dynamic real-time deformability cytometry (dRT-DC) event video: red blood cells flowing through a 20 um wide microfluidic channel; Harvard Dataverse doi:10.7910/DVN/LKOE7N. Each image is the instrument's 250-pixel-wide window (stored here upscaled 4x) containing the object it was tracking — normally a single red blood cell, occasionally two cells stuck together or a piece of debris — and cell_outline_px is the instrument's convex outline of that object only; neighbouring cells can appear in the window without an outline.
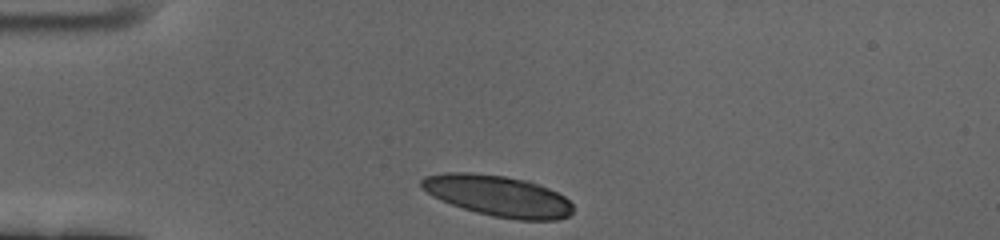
{"species": "human", "species_latin": "Homo sapiens", "temperature_condition": "cold", "stored_images_in_passage": 35, "camera_frame_rate_fps": 3000, "um_per_image_px": 0.085, "donor": {"sex": "female"}, "frame": {"image": 1, "passage_image": 1, "time_ms": 0.0, "image_size_px": [1000, 240], "cell_outline_px": [[572, 212], [568, 216], [556, 220], [516, 220], [492, 216], [476, 212], [440, 200], [432, 196], [420, 184], [420, 180], [424, 176], [444, 172], [472, 172], [504, 176], [528, 180], [548, 188], [564, 196], [572, 204]], "centroid_in_image_um": [42.32, 16.64], "position_along_channel_um": 42.7, "area_um2": 36.18}}
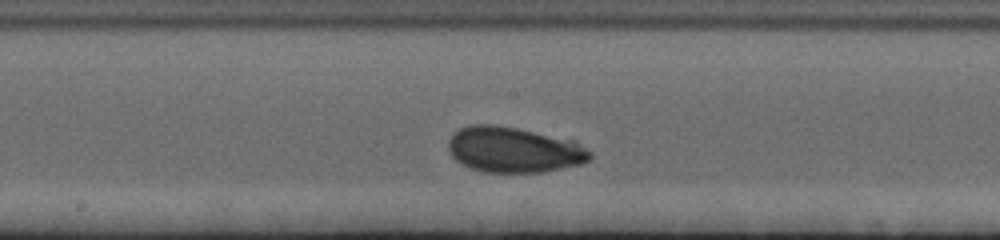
{"frame": {"image": 2, "passage_image": 18, "time_ms": 5.667, "image_size_px": [1000, 240], "cell_outline_px": [[592, 156], [588, 160], [580, 164], [540, 172], [484, 172], [472, 168], [456, 160], [448, 152], [448, 140], [460, 128], [472, 124], [496, 124], [516, 128], [572, 140], [592, 152]], "centroid_in_image_um": [43.64, 12.72], "position_along_channel_um": 204.6, "area_um2": 37.22}}
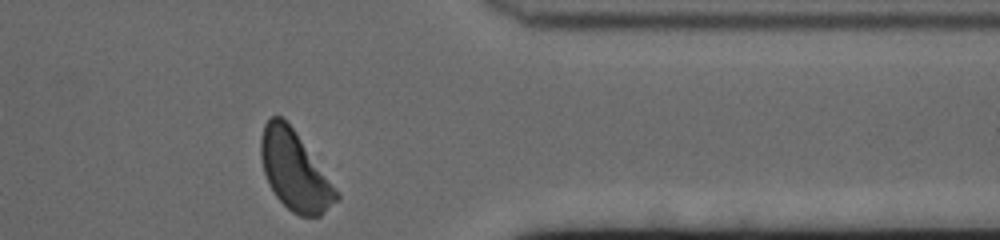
{"frame": {"image": 3, "passage_image": 35, "time_ms": 11.333, "image_size_px": [1000, 240], "cell_outline_px": [[340, 200], [320, 216], [300, 216], [292, 212], [276, 196], [268, 184], [264, 172], [260, 156], [260, 136], [264, 124], [272, 116], [280, 116], [292, 128], [340, 196]], "centroid_in_image_um": [25.01, 14.55], "position_along_channel_um": 386.4, "area_um2": 33.93}, "authors_computed_cell_mechanics": {"area_um2": 37.1654, "velocity_mm_per_s": 3.3932, "shape_relaxation_time_tau1_ms": 4.095, "shape_relaxation_time_tau2_ms": null, "deformation_change_tau1": 0.1425, "deformation_change_tau2": null}}